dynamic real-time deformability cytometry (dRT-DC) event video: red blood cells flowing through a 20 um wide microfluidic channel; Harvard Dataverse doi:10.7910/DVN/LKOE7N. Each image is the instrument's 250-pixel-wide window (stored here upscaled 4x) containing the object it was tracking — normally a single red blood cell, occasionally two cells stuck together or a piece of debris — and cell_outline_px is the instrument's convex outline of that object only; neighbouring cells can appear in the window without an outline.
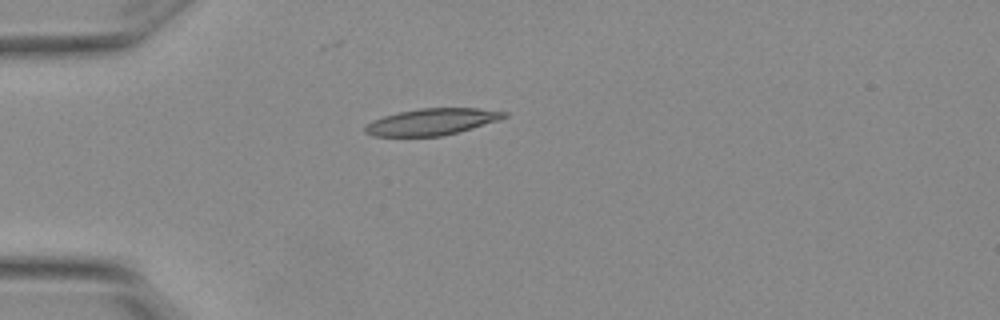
{"species": "Egyptian fruit bat (a non-hibernating species)", "species_latin": "Rousettus aegyptiacus", "temperature_condition": "warm", "stored_images_in_passage": 1, "camera_frame_rate_fps": 3000, "um_per_image_px": 0.085, "animal": {"sex": "female"}, "frame": {"image": 1, "passage_image": 1, "time_ms": 0.0, "image_size_px": [1000, 320], "cell_outline_px": [[508, 116], [500, 120], [472, 128], [440, 136], [372, 136], [364, 132], [364, 128], [372, 120], [384, 116], [400, 112], [420, 108], [476, 108], [508, 112]], "centroid_in_image_um": [36.72, 10.35], "position_along_channel_um": 48.3, "area_um2": 21.39}}